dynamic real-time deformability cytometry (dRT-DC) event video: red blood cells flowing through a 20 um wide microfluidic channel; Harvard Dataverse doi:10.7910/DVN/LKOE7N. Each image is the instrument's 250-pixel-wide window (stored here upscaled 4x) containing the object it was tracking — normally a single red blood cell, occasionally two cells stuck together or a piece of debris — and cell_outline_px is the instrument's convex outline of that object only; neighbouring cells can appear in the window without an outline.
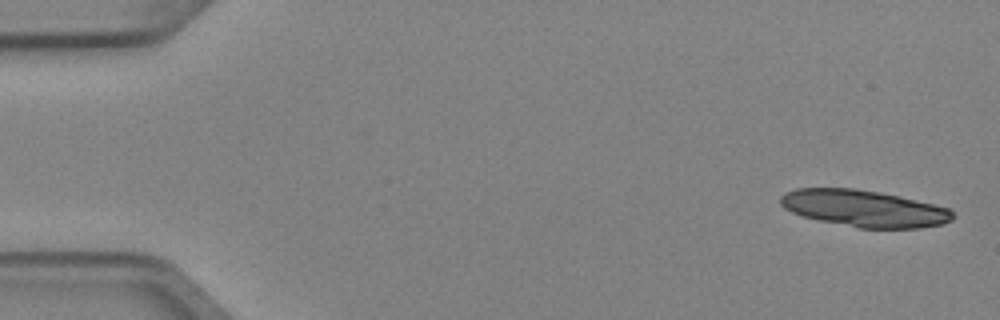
{"species": "Egyptian fruit bat (a non-hibernating species)", "species_latin": "Rousettus aegyptiacus", "temperature_condition": "cold", "stored_images_in_passage": 4, "camera_frame_rate_fps": 3000, "um_per_image_px": 0.085, "animal": {"sex": "female"}, "frame": {"image": 1, "passage_image": 1, "time_ms": 0.0, "image_size_px": [1000, 320], "cell_outline_px": [[956, 216], [952, 220], [944, 224], [920, 228], [860, 228], [820, 220], [804, 216], [792, 212], [784, 208], [780, 204], [780, 196], [784, 192], [796, 188], [856, 188], [900, 196], [948, 208]], "centroid_in_image_um": [73.44, 17.71], "position_along_channel_um": 11.6, "area_um2": 36.82}}